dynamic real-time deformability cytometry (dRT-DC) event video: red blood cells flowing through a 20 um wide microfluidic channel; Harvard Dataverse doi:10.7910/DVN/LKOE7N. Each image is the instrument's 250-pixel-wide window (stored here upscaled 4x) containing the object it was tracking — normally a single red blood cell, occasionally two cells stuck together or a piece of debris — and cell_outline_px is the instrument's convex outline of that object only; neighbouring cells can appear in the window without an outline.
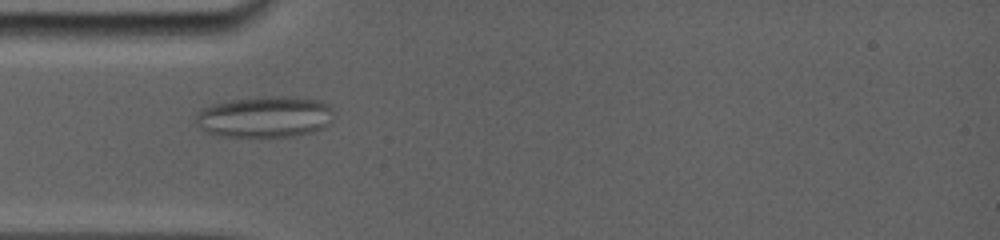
{"species": "common noctule bat (a hibernating species)", "species_latin": "Nyctalus noctula", "temperature_condition": "room temperature", "stored_images_in_passage": 6, "camera_frame_rate_fps": 5000, "um_per_image_px": 0.085, "animal": {"sex": "female", "body_mass_g": 19.0, "forearm_length_mm": 56.7}, "frame": {"image": 1, "passage_image": 1, "time_ms": 0.0, "image_size_px": [1000, 240], "cell_outline_px": [[332, 120], [328, 124], [312, 132], [292, 136], [220, 136], [208, 132], [200, 128], [196, 124], [196, 112], [200, 108], [232, 100], [272, 96], [296, 96], [320, 100], [332, 104]], "centroid_in_image_um": [22.54, 9.92], "position_along_channel_um": 62.5, "area_um2": 33.18}}
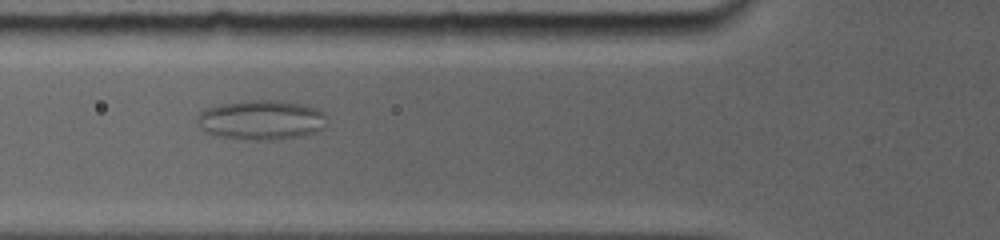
{"frame": {"image": 2, "passage_image": 4, "time_ms": 1.2, "image_size_px": [1000, 240], "cell_outline_px": [[324, 128], [316, 132], [304, 136], [280, 140], [244, 140], [212, 136], [204, 132], [196, 124], [196, 120], [200, 112], [208, 108], [220, 104], [248, 100], [276, 100], [304, 104], [316, 108], [324, 112]], "centroid_in_image_um": [22.17, 10.22], "position_along_channel_um": 103.6, "area_um2": 30.58}}